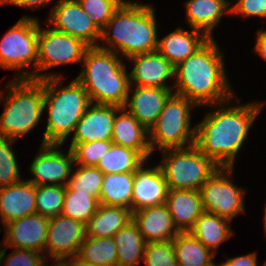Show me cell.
I'll use <instances>...</instances> for the list:
<instances>
[{"label":"cell","instance_id":"cell-1","mask_svg":"<svg viewBox=\"0 0 266 266\" xmlns=\"http://www.w3.org/2000/svg\"><path fill=\"white\" fill-rule=\"evenodd\" d=\"M232 99L207 106L215 107V111L207 112L204 119L195 125V146L219 167L234 168L236 155L247 140L249 129L265 107L264 102L240 105L239 97L234 102Z\"/></svg>","mask_w":266,"mask_h":266},{"label":"cell","instance_id":"cell-2","mask_svg":"<svg viewBox=\"0 0 266 266\" xmlns=\"http://www.w3.org/2000/svg\"><path fill=\"white\" fill-rule=\"evenodd\" d=\"M215 38L175 66L174 94L186 97L198 108L221 104L234 98L227 79L224 56ZM175 87V88H174Z\"/></svg>","mask_w":266,"mask_h":266},{"label":"cell","instance_id":"cell-3","mask_svg":"<svg viewBox=\"0 0 266 266\" xmlns=\"http://www.w3.org/2000/svg\"><path fill=\"white\" fill-rule=\"evenodd\" d=\"M135 2H122L101 30L100 41L104 45H98L125 57L126 60L138 54L157 51L158 46L154 7Z\"/></svg>","mask_w":266,"mask_h":266},{"label":"cell","instance_id":"cell-4","mask_svg":"<svg viewBox=\"0 0 266 266\" xmlns=\"http://www.w3.org/2000/svg\"><path fill=\"white\" fill-rule=\"evenodd\" d=\"M122 60L115 52L98 46L87 49L76 80L88 93L91 103L124 107L130 78Z\"/></svg>","mask_w":266,"mask_h":266},{"label":"cell","instance_id":"cell-5","mask_svg":"<svg viewBox=\"0 0 266 266\" xmlns=\"http://www.w3.org/2000/svg\"><path fill=\"white\" fill-rule=\"evenodd\" d=\"M63 80L64 76L44 79V109L48 106V117L42 144L63 145L91 104L76 78L65 87Z\"/></svg>","mask_w":266,"mask_h":266},{"label":"cell","instance_id":"cell-6","mask_svg":"<svg viewBox=\"0 0 266 266\" xmlns=\"http://www.w3.org/2000/svg\"><path fill=\"white\" fill-rule=\"evenodd\" d=\"M0 91L4 110L0 116V137L17 140L26 136L44 114V79L14 78ZM1 103V102H0Z\"/></svg>","mask_w":266,"mask_h":266},{"label":"cell","instance_id":"cell-7","mask_svg":"<svg viewBox=\"0 0 266 266\" xmlns=\"http://www.w3.org/2000/svg\"><path fill=\"white\" fill-rule=\"evenodd\" d=\"M198 107L186 97L172 94L149 130L151 152L187 148L195 145L196 126L191 127L192 108ZM188 144V145H187Z\"/></svg>","mask_w":266,"mask_h":266},{"label":"cell","instance_id":"cell-8","mask_svg":"<svg viewBox=\"0 0 266 266\" xmlns=\"http://www.w3.org/2000/svg\"><path fill=\"white\" fill-rule=\"evenodd\" d=\"M159 164L169 190H200L220 168L195 145L187 148L162 150Z\"/></svg>","mask_w":266,"mask_h":266},{"label":"cell","instance_id":"cell-9","mask_svg":"<svg viewBox=\"0 0 266 266\" xmlns=\"http://www.w3.org/2000/svg\"><path fill=\"white\" fill-rule=\"evenodd\" d=\"M37 62L38 19L25 14L1 38L0 68L14 70L16 79H37ZM29 66L33 72L27 70Z\"/></svg>","mask_w":266,"mask_h":266},{"label":"cell","instance_id":"cell-10","mask_svg":"<svg viewBox=\"0 0 266 266\" xmlns=\"http://www.w3.org/2000/svg\"><path fill=\"white\" fill-rule=\"evenodd\" d=\"M49 27L42 29L38 21V80L61 77L60 74L43 73V71H48V69L59 65L81 64L90 47L79 38L54 30L52 26Z\"/></svg>","mask_w":266,"mask_h":266},{"label":"cell","instance_id":"cell-11","mask_svg":"<svg viewBox=\"0 0 266 266\" xmlns=\"http://www.w3.org/2000/svg\"><path fill=\"white\" fill-rule=\"evenodd\" d=\"M232 175L233 167H220L199 190L204 211L230 221L246 212L244 197L247 192L235 185Z\"/></svg>","mask_w":266,"mask_h":266},{"label":"cell","instance_id":"cell-12","mask_svg":"<svg viewBox=\"0 0 266 266\" xmlns=\"http://www.w3.org/2000/svg\"><path fill=\"white\" fill-rule=\"evenodd\" d=\"M53 29L79 38L87 45L98 46L101 30L85 13L78 0H58L44 22Z\"/></svg>","mask_w":266,"mask_h":266},{"label":"cell","instance_id":"cell-13","mask_svg":"<svg viewBox=\"0 0 266 266\" xmlns=\"http://www.w3.org/2000/svg\"><path fill=\"white\" fill-rule=\"evenodd\" d=\"M63 145L41 144L39 152L31 163L30 173L34 175L28 181L35 186L39 185H64L71 177L74 158L71 149L67 153L60 150Z\"/></svg>","mask_w":266,"mask_h":266},{"label":"cell","instance_id":"cell-14","mask_svg":"<svg viewBox=\"0 0 266 266\" xmlns=\"http://www.w3.org/2000/svg\"><path fill=\"white\" fill-rule=\"evenodd\" d=\"M44 254L54 259H70L79 253L86 238L85 225L62 214L49 218Z\"/></svg>","mask_w":266,"mask_h":266},{"label":"cell","instance_id":"cell-15","mask_svg":"<svg viewBox=\"0 0 266 266\" xmlns=\"http://www.w3.org/2000/svg\"><path fill=\"white\" fill-rule=\"evenodd\" d=\"M49 218L38 213L27 215L4 225L3 245L33 250L44 254Z\"/></svg>","mask_w":266,"mask_h":266},{"label":"cell","instance_id":"cell-16","mask_svg":"<svg viewBox=\"0 0 266 266\" xmlns=\"http://www.w3.org/2000/svg\"><path fill=\"white\" fill-rule=\"evenodd\" d=\"M130 60L134 63L129 73L130 85L173 89L167 81L175 78V66L158 51L138 54L126 61Z\"/></svg>","mask_w":266,"mask_h":266},{"label":"cell","instance_id":"cell-17","mask_svg":"<svg viewBox=\"0 0 266 266\" xmlns=\"http://www.w3.org/2000/svg\"><path fill=\"white\" fill-rule=\"evenodd\" d=\"M146 160L134 172L131 212L166 203L168 185L160 166L144 168Z\"/></svg>","mask_w":266,"mask_h":266},{"label":"cell","instance_id":"cell-18","mask_svg":"<svg viewBox=\"0 0 266 266\" xmlns=\"http://www.w3.org/2000/svg\"><path fill=\"white\" fill-rule=\"evenodd\" d=\"M120 108L91 103L77 123L71 143L111 140L115 115Z\"/></svg>","mask_w":266,"mask_h":266},{"label":"cell","instance_id":"cell-19","mask_svg":"<svg viewBox=\"0 0 266 266\" xmlns=\"http://www.w3.org/2000/svg\"><path fill=\"white\" fill-rule=\"evenodd\" d=\"M132 85L129 88L124 108L130 112L148 131L155 124L165 102L174 93L173 89H163L156 87H144ZM131 97V98H130Z\"/></svg>","mask_w":266,"mask_h":266},{"label":"cell","instance_id":"cell-20","mask_svg":"<svg viewBox=\"0 0 266 266\" xmlns=\"http://www.w3.org/2000/svg\"><path fill=\"white\" fill-rule=\"evenodd\" d=\"M36 213V186L27 180L0 187V219L3 226Z\"/></svg>","mask_w":266,"mask_h":266},{"label":"cell","instance_id":"cell-21","mask_svg":"<svg viewBox=\"0 0 266 266\" xmlns=\"http://www.w3.org/2000/svg\"><path fill=\"white\" fill-rule=\"evenodd\" d=\"M132 220L146 243L169 241L179 233L166 204L132 212Z\"/></svg>","mask_w":266,"mask_h":266},{"label":"cell","instance_id":"cell-22","mask_svg":"<svg viewBox=\"0 0 266 266\" xmlns=\"http://www.w3.org/2000/svg\"><path fill=\"white\" fill-rule=\"evenodd\" d=\"M210 38L200 30L191 31L178 27L173 32L158 39L157 51L173 66L193 55Z\"/></svg>","mask_w":266,"mask_h":266},{"label":"cell","instance_id":"cell-23","mask_svg":"<svg viewBox=\"0 0 266 266\" xmlns=\"http://www.w3.org/2000/svg\"><path fill=\"white\" fill-rule=\"evenodd\" d=\"M111 141L138 151L146 160L152 154L149 131L124 107L116 112Z\"/></svg>","mask_w":266,"mask_h":266},{"label":"cell","instance_id":"cell-24","mask_svg":"<svg viewBox=\"0 0 266 266\" xmlns=\"http://www.w3.org/2000/svg\"><path fill=\"white\" fill-rule=\"evenodd\" d=\"M165 204L179 232H189L204 212L198 190H169Z\"/></svg>","mask_w":266,"mask_h":266},{"label":"cell","instance_id":"cell-25","mask_svg":"<svg viewBox=\"0 0 266 266\" xmlns=\"http://www.w3.org/2000/svg\"><path fill=\"white\" fill-rule=\"evenodd\" d=\"M232 3L229 0H187L184 3L186 21L191 29L200 30L209 38H214L215 26L223 15L231 13Z\"/></svg>","mask_w":266,"mask_h":266},{"label":"cell","instance_id":"cell-26","mask_svg":"<svg viewBox=\"0 0 266 266\" xmlns=\"http://www.w3.org/2000/svg\"><path fill=\"white\" fill-rule=\"evenodd\" d=\"M131 220L132 212L130 209L99 204L96 213L85 225L86 237H114Z\"/></svg>","mask_w":266,"mask_h":266},{"label":"cell","instance_id":"cell-27","mask_svg":"<svg viewBox=\"0 0 266 266\" xmlns=\"http://www.w3.org/2000/svg\"><path fill=\"white\" fill-rule=\"evenodd\" d=\"M230 223L226 218L204 211L189 232L217 255L220 245L234 234Z\"/></svg>","mask_w":266,"mask_h":266},{"label":"cell","instance_id":"cell-28","mask_svg":"<svg viewBox=\"0 0 266 266\" xmlns=\"http://www.w3.org/2000/svg\"><path fill=\"white\" fill-rule=\"evenodd\" d=\"M134 172L104 174L99 204L122 206L131 210Z\"/></svg>","mask_w":266,"mask_h":266},{"label":"cell","instance_id":"cell-29","mask_svg":"<svg viewBox=\"0 0 266 266\" xmlns=\"http://www.w3.org/2000/svg\"><path fill=\"white\" fill-rule=\"evenodd\" d=\"M177 262L185 266H212L216 254L190 232H179L173 239Z\"/></svg>","mask_w":266,"mask_h":266},{"label":"cell","instance_id":"cell-30","mask_svg":"<svg viewBox=\"0 0 266 266\" xmlns=\"http://www.w3.org/2000/svg\"><path fill=\"white\" fill-rule=\"evenodd\" d=\"M113 238L118 252L117 266H137V263L144 259L146 241L133 220Z\"/></svg>","mask_w":266,"mask_h":266},{"label":"cell","instance_id":"cell-31","mask_svg":"<svg viewBox=\"0 0 266 266\" xmlns=\"http://www.w3.org/2000/svg\"><path fill=\"white\" fill-rule=\"evenodd\" d=\"M145 161L138 151L113 143L96 167L103 174L135 172Z\"/></svg>","mask_w":266,"mask_h":266},{"label":"cell","instance_id":"cell-32","mask_svg":"<svg viewBox=\"0 0 266 266\" xmlns=\"http://www.w3.org/2000/svg\"><path fill=\"white\" fill-rule=\"evenodd\" d=\"M77 256L96 266H117L118 252L113 237H86Z\"/></svg>","mask_w":266,"mask_h":266},{"label":"cell","instance_id":"cell-33","mask_svg":"<svg viewBox=\"0 0 266 266\" xmlns=\"http://www.w3.org/2000/svg\"><path fill=\"white\" fill-rule=\"evenodd\" d=\"M99 206V199L89 193L71 190L65 186V199L62 215L80 221L84 225L96 213Z\"/></svg>","mask_w":266,"mask_h":266},{"label":"cell","instance_id":"cell-34","mask_svg":"<svg viewBox=\"0 0 266 266\" xmlns=\"http://www.w3.org/2000/svg\"><path fill=\"white\" fill-rule=\"evenodd\" d=\"M65 199L64 185L36 186V213L51 218L62 213Z\"/></svg>","mask_w":266,"mask_h":266},{"label":"cell","instance_id":"cell-35","mask_svg":"<svg viewBox=\"0 0 266 266\" xmlns=\"http://www.w3.org/2000/svg\"><path fill=\"white\" fill-rule=\"evenodd\" d=\"M75 170H72L66 186L71 190L89 193L99 199L104 174L96 166L77 165Z\"/></svg>","mask_w":266,"mask_h":266},{"label":"cell","instance_id":"cell-36","mask_svg":"<svg viewBox=\"0 0 266 266\" xmlns=\"http://www.w3.org/2000/svg\"><path fill=\"white\" fill-rule=\"evenodd\" d=\"M112 144L111 140H101L87 143H71L69 148L73 153L75 165L97 166Z\"/></svg>","mask_w":266,"mask_h":266},{"label":"cell","instance_id":"cell-37","mask_svg":"<svg viewBox=\"0 0 266 266\" xmlns=\"http://www.w3.org/2000/svg\"><path fill=\"white\" fill-rule=\"evenodd\" d=\"M15 140L0 137V187L22 181L13 148Z\"/></svg>","mask_w":266,"mask_h":266},{"label":"cell","instance_id":"cell-38","mask_svg":"<svg viewBox=\"0 0 266 266\" xmlns=\"http://www.w3.org/2000/svg\"><path fill=\"white\" fill-rule=\"evenodd\" d=\"M124 0H78L82 9L102 30Z\"/></svg>","mask_w":266,"mask_h":266},{"label":"cell","instance_id":"cell-39","mask_svg":"<svg viewBox=\"0 0 266 266\" xmlns=\"http://www.w3.org/2000/svg\"><path fill=\"white\" fill-rule=\"evenodd\" d=\"M143 261L146 266H175L177 259L172 240L146 243Z\"/></svg>","mask_w":266,"mask_h":266},{"label":"cell","instance_id":"cell-40","mask_svg":"<svg viewBox=\"0 0 266 266\" xmlns=\"http://www.w3.org/2000/svg\"><path fill=\"white\" fill-rule=\"evenodd\" d=\"M13 250L6 256L4 266H44L49 260L46 256L43 257V253L37 251L15 248Z\"/></svg>","mask_w":266,"mask_h":266},{"label":"cell","instance_id":"cell-41","mask_svg":"<svg viewBox=\"0 0 266 266\" xmlns=\"http://www.w3.org/2000/svg\"><path fill=\"white\" fill-rule=\"evenodd\" d=\"M231 15L266 18V0H237L231 6Z\"/></svg>","mask_w":266,"mask_h":266},{"label":"cell","instance_id":"cell-42","mask_svg":"<svg viewBox=\"0 0 266 266\" xmlns=\"http://www.w3.org/2000/svg\"><path fill=\"white\" fill-rule=\"evenodd\" d=\"M54 0H0V6L2 5H14L18 7L29 8L33 10H37L40 7L48 6Z\"/></svg>","mask_w":266,"mask_h":266},{"label":"cell","instance_id":"cell-43","mask_svg":"<svg viewBox=\"0 0 266 266\" xmlns=\"http://www.w3.org/2000/svg\"><path fill=\"white\" fill-rule=\"evenodd\" d=\"M226 262L230 266H258L257 264V253L251 252L246 255H240L237 257L229 258L227 257ZM262 266H266V261Z\"/></svg>","mask_w":266,"mask_h":266},{"label":"cell","instance_id":"cell-44","mask_svg":"<svg viewBox=\"0 0 266 266\" xmlns=\"http://www.w3.org/2000/svg\"><path fill=\"white\" fill-rule=\"evenodd\" d=\"M254 51L266 61V29L258 30Z\"/></svg>","mask_w":266,"mask_h":266},{"label":"cell","instance_id":"cell-45","mask_svg":"<svg viewBox=\"0 0 266 266\" xmlns=\"http://www.w3.org/2000/svg\"><path fill=\"white\" fill-rule=\"evenodd\" d=\"M54 264L51 266H74V257L70 259H54ZM44 266H50L44 264Z\"/></svg>","mask_w":266,"mask_h":266},{"label":"cell","instance_id":"cell-46","mask_svg":"<svg viewBox=\"0 0 266 266\" xmlns=\"http://www.w3.org/2000/svg\"><path fill=\"white\" fill-rule=\"evenodd\" d=\"M74 266H96V265L85 262L76 255L74 256Z\"/></svg>","mask_w":266,"mask_h":266},{"label":"cell","instance_id":"cell-47","mask_svg":"<svg viewBox=\"0 0 266 266\" xmlns=\"http://www.w3.org/2000/svg\"><path fill=\"white\" fill-rule=\"evenodd\" d=\"M3 248H4V246L0 247V266L3 263V260H4L5 255H6V251H7V247H5L4 249Z\"/></svg>","mask_w":266,"mask_h":266},{"label":"cell","instance_id":"cell-48","mask_svg":"<svg viewBox=\"0 0 266 266\" xmlns=\"http://www.w3.org/2000/svg\"><path fill=\"white\" fill-rule=\"evenodd\" d=\"M265 213H264V218H263V220H264V231H265V235H266V206H265Z\"/></svg>","mask_w":266,"mask_h":266},{"label":"cell","instance_id":"cell-49","mask_svg":"<svg viewBox=\"0 0 266 266\" xmlns=\"http://www.w3.org/2000/svg\"><path fill=\"white\" fill-rule=\"evenodd\" d=\"M212 266H230L227 262H223L220 265L215 264V262H213Z\"/></svg>","mask_w":266,"mask_h":266},{"label":"cell","instance_id":"cell-50","mask_svg":"<svg viewBox=\"0 0 266 266\" xmlns=\"http://www.w3.org/2000/svg\"><path fill=\"white\" fill-rule=\"evenodd\" d=\"M175 266H185V265L180 264V263L177 262V263L175 264Z\"/></svg>","mask_w":266,"mask_h":266}]
</instances>
